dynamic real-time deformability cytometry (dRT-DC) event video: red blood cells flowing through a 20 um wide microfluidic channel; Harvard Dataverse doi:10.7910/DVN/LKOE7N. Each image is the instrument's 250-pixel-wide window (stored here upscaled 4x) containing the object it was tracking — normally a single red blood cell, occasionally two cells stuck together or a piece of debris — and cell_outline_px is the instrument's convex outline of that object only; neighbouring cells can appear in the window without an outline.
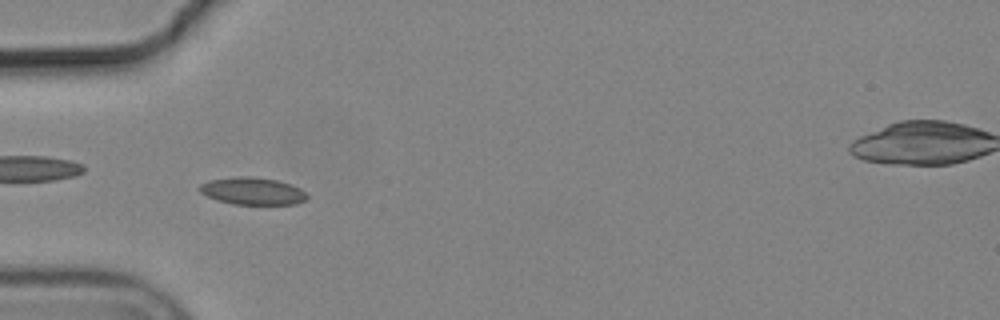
{"species": "common noctule bat (a hibernating species)", "species_latin": "Nyctalus noctula", "temperature_condition": "cold", "stored_images_in_passage": 43, "camera_frame_rate_fps": 3000, "um_per_image_px": 0.085, "animal": {"sex": "male", "body_mass_g": 19.2, "forearm_length_mm": 51.8}, "frame": {"image": 1, "passage_image": 9, "time_ms": 2.667, "image_size_px": [1000, 320], "cell_outline_px": [[308, 196], [304, 200], [296, 204], [232, 204], [216, 200], [200, 192], [196, 188], [200, 184], [208, 180], [236, 176], [252, 176], [276, 180], [300, 188]], "centroid_in_image_um": [21.4, 16.23], "position_along_channel_um": 63.6, "area_um2": 17.11}}
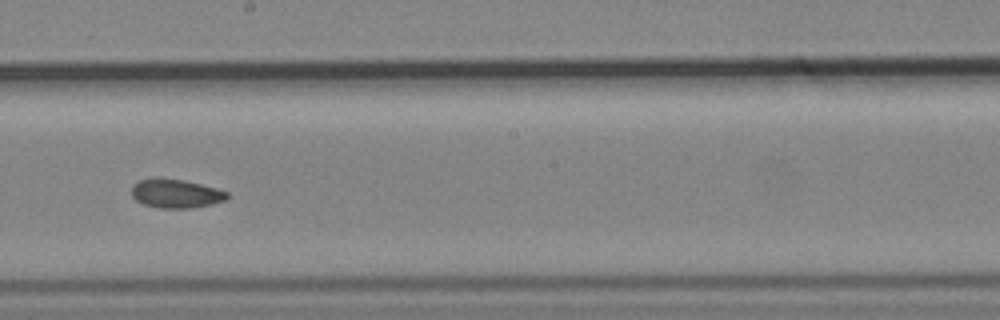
{"frame": {"image": 2, "passage_image": 23, "time_ms": 7.333, "image_size_px": [1000, 320], "cell_outline_px": [[232, 196], [224, 200], [192, 208], [160, 208], [144, 204], [136, 200], [132, 196], [132, 184], [140, 180], [156, 176], [160, 176], [184, 180], [216, 188], [228, 192]], "centroid_in_image_um": [14.92, 16.42], "position_along_channel_um": 233.3, "area_um2": 16.24}}
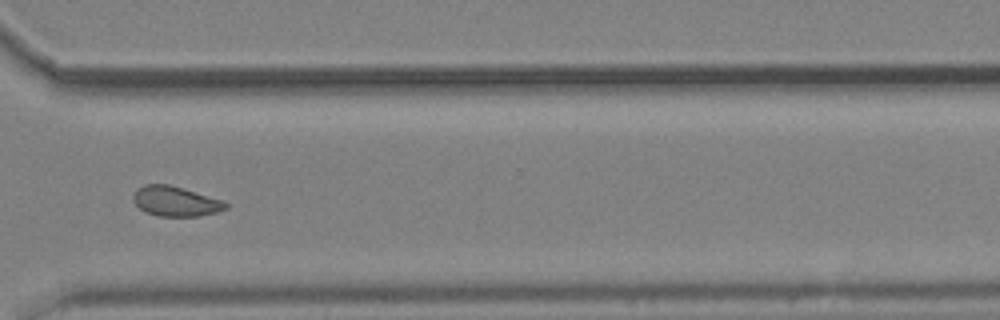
{"frame": {"image": 3, "passage_image": 33, "time_ms": 10.667, "image_size_px": [1000, 320], "cell_outline_px": [[228, 208], [216, 212], [200, 216], [160, 216], [144, 212], [132, 200], [132, 196], [136, 188], [144, 184], [168, 184], [184, 188], [224, 200], [228, 204]], "centroid_in_image_um": [14.92, 17.1], "position_along_channel_um": 355.7, "area_um2": 16.36}, "authors_computed_cell_mechanics": {"area_um2": 16.5886, "velocity_mm_per_s": 3.6746, "shape_relaxation_time_tau1_ms": null, "shape_relaxation_time_tau2_ms": 3.0138, "deformation_change_tau1": null, "deformation_change_tau2": 0.0618}}